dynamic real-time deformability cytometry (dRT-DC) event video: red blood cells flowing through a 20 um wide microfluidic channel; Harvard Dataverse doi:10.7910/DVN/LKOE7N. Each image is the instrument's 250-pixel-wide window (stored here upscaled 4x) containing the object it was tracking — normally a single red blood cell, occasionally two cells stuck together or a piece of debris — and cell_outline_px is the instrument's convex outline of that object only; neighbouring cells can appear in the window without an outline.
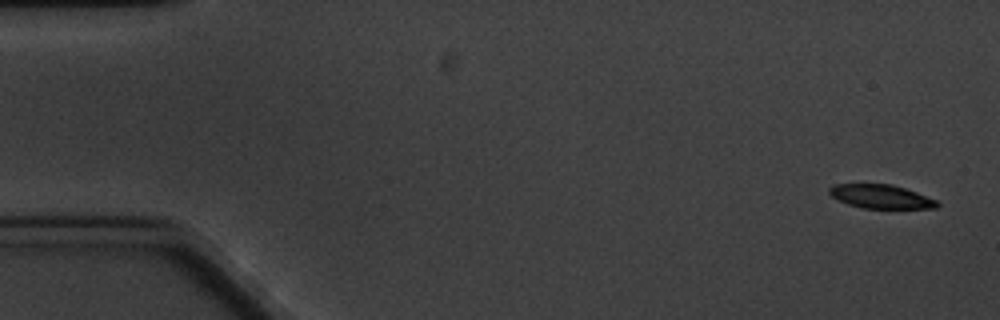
{"species": "common noctule bat (a hibernating species)", "species_latin": "Nyctalus noctula", "temperature_condition": "cold", "stored_images_in_passage": 5, "camera_frame_rate_fps": 3000, "um_per_image_px": 0.085, "animal": {"sex": "male", "body_mass_g": 20.1, "forearm_length_mm": 53.5}, "frame": {"image": 1, "passage_image": 1, "time_ms": 0.0, "image_size_px": [1000, 320], "cell_outline_px": [[940, 204], [936, 208], [864, 208], [848, 204], [832, 196], [828, 192], [828, 188], [832, 184], [892, 184], [916, 192], [936, 200]], "centroid_in_image_um": [74.86, 16.7], "position_along_channel_um": 10.1, "area_um2": 14.8}}
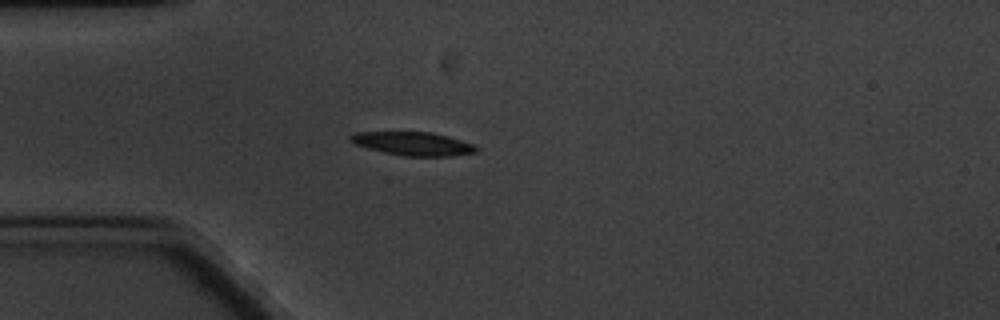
{"frame": {"image": 2, "passage_image": 5, "time_ms": 4.667, "image_size_px": [1000, 320], "cell_outline_px": [[476, 152], [452, 156], [400, 156], [368, 148], [356, 144], [348, 140], [348, 136], [356, 132], [432, 132], [448, 136], [472, 144], [476, 148]], "centroid_in_image_um": [35.07, 12.21], "position_along_channel_um": 49.9, "area_um2": 17.11}}